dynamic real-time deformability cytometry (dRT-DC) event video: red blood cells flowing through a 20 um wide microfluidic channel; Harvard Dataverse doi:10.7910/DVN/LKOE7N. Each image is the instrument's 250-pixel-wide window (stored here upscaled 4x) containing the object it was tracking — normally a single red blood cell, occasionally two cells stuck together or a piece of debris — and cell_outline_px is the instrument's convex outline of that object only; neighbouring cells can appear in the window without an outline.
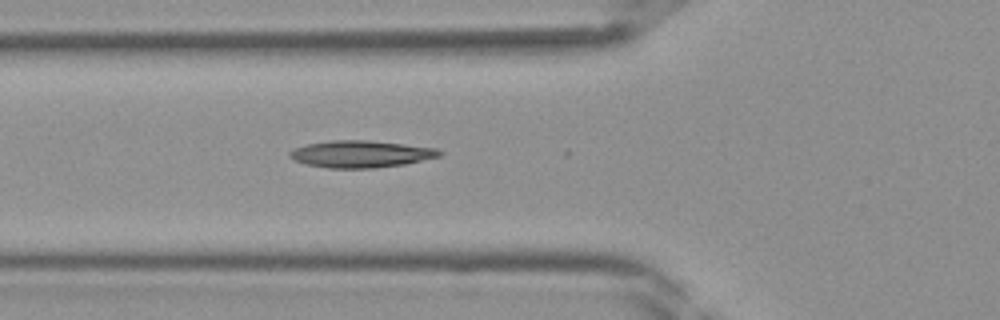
{"species": "Egyptian fruit bat (a non-hibernating species)", "species_latin": "Rousettus aegyptiacus", "temperature_condition": "room temperature", "stored_images_in_passage": 31, "camera_frame_rate_fps": 3000, "um_per_image_px": 0.085, "frame": {"image": 1, "passage_image": 5, "time_ms": 1.333, "image_size_px": [1000, 320], "cell_outline_px": [[444, 152], [440, 156], [404, 164], [376, 168], [328, 168], [308, 164], [296, 160], [288, 156], [288, 152], [292, 148], [308, 144], [332, 140], [368, 140], [404, 144], [436, 148]], "centroid_in_image_um": [30.67, 13.09], "position_along_channel_um": 95.1, "area_um2": 23.47}}
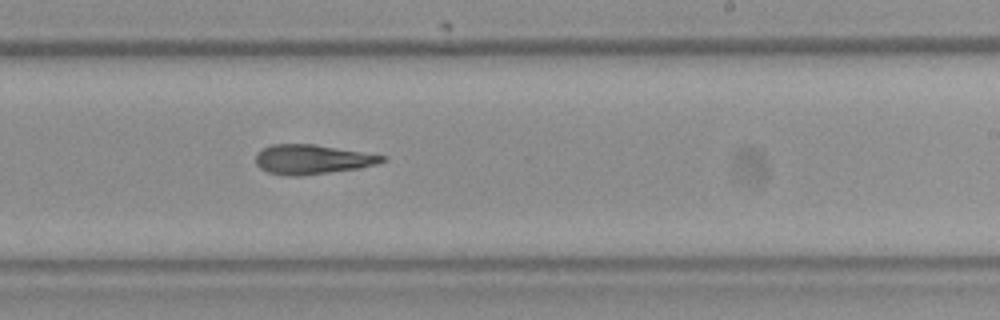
{"frame": {"image": 2, "passage_image": 15, "time_ms": 4.667, "image_size_px": [1000, 320], "cell_outline_px": [[388, 160], [376, 164], [360, 168], [300, 176], [288, 176], [268, 172], [260, 168], [256, 164], [256, 152], [272, 144], [316, 144], [388, 156]], "centroid_in_image_um": [26.56, 13.54], "position_along_channel_um": 262.4, "area_um2": 21.91}}
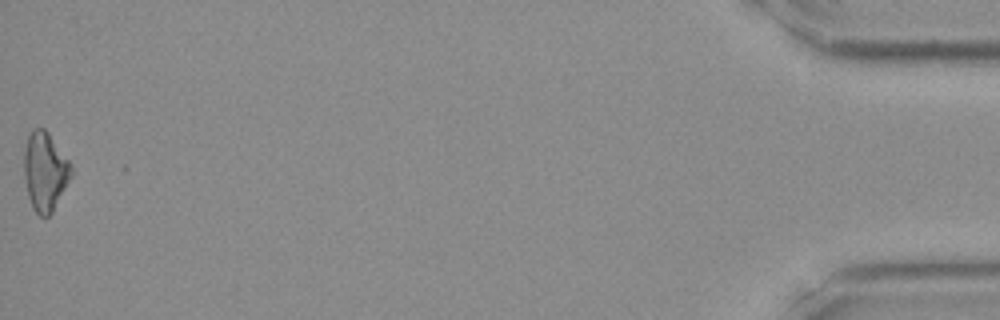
{"frame": {"image": 3, "passage_image": 31, "time_ms": 10.0, "image_size_px": [1000, 320], "cell_outline_px": [[72, 176], [52, 212], [48, 216], [40, 216], [32, 208], [28, 196], [24, 176], [24, 152], [28, 132], [32, 128], [44, 128], [48, 132], [72, 164]], "centroid_in_image_um": [3.82, 14.55], "position_along_channel_um": 431.4, "area_um2": 21.79}}